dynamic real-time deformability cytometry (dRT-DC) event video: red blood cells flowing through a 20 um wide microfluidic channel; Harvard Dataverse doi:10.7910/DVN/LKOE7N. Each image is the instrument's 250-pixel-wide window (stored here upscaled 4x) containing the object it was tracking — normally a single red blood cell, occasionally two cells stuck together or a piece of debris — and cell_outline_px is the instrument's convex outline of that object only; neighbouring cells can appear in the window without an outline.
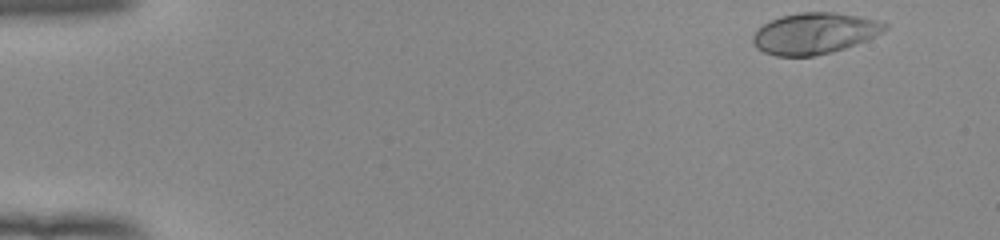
{"species": "human", "species_latin": "Homo sapiens", "temperature_condition": "room temperature", "stored_images_in_passage": 50, "camera_frame_rate_fps": 3000, "um_per_image_px": 0.085, "donor": {"sex": "female"}, "frame": {"image": 1, "passage_image": 1, "time_ms": 0.0, "image_size_px": [1000, 240], "cell_outline_px": [[888, 28], [864, 40], [844, 48], [832, 52], [812, 56], [776, 56], [764, 52], [756, 48], [752, 44], [752, 36], [768, 20], [780, 16], [800, 12], [832, 12], [856, 16], [888, 24]], "centroid_in_image_um": [69.14, 2.84], "position_along_channel_um": 15.9, "area_um2": 31.21}}
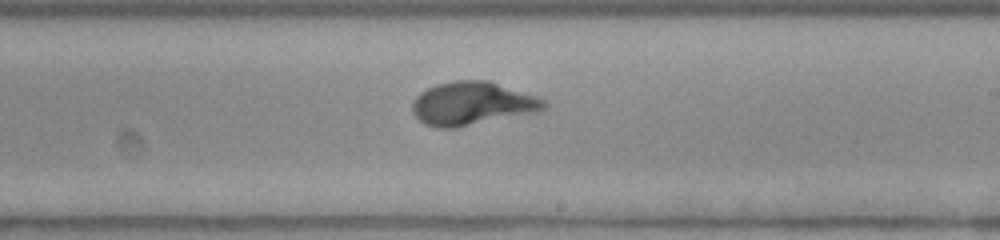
{"frame": {"image": 2, "passage_image": 29, "time_ms": 9.333, "image_size_px": [1000, 240], "cell_outline_px": [[548, 104], [540, 112], [456, 128], [436, 128], [424, 124], [412, 112], [412, 100], [420, 92], [436, 84], [452, 80], [488, 80], [536, 96], [544, 100]], "centroid_in_image_um": [40.13, 8.81], "position_along_channel_um": 248.9, "area_um2": 33.58}}
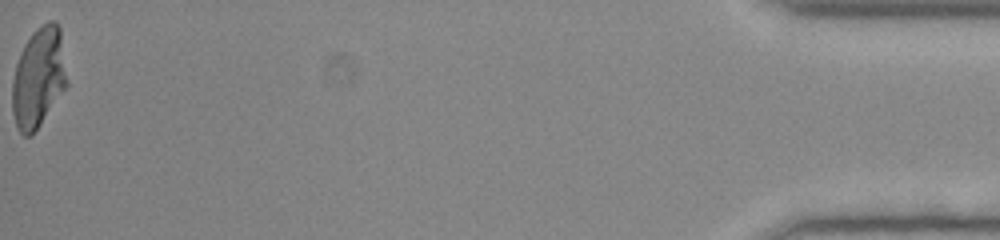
{"frame": {"image": 3, "passage_image": 50, "time_ms": 16.333, "image_size_px": [1000, 240], "cell_outline_px": [[68, 84], [32, 136], [24, 136], [16, 128], [12, 112], [12, 80], [16, 64], [20, 52], [24, 44], [32, 32], [36, 28], [48, 20], [56, 20], [60, 28], [68, 80]], "centroid_in_image_um": [3.27, 6.58], "position_along_channel_um": 431.9, "area_um2": 32.31}, "authors_computed_cell_mechanics": {"area_um2": 31.501, "velocity_mm_per_s": 3.9175, "shape_relaxation_time_tau1_ms": 4.2123, "shape_relaxation_time_tau2_ms": null, "deformation_change_tau1": 0.2432, "deformation_change_tau2": null}}